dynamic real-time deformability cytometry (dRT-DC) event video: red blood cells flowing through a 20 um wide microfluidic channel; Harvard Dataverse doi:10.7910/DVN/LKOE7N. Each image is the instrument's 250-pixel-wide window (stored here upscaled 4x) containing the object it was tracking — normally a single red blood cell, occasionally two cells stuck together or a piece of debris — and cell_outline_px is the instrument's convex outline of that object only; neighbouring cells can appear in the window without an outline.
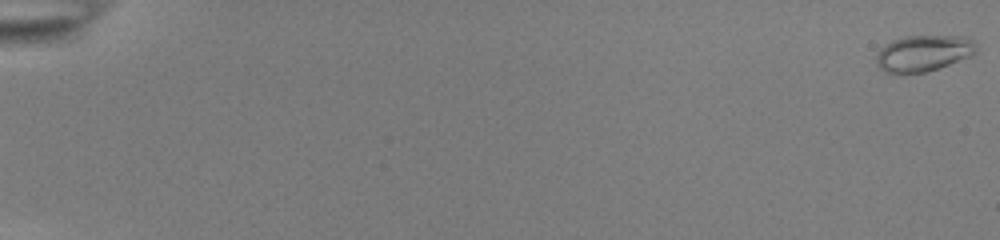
{"species": "common noctule bat (a hibernating species)", "species_latin": "Nyctalus noctula", "temperature_condition": "room temperature", "stored_images_in_passage": 55, "camera_frame_rate_fps": 3000, "um_per_image_px": 0.085, "animal": {"sex": "female", "body_mass_g": 22.0, "forearm_length_mm": 56.7}, "frame": {"image": 1, "passage_image": 1, "time_ms": 0.0, "image_size_px": [1000, 240], "cell_outline_px": [[976, 52], [968, 56], [948, 64], [924, 72], [884, 72], [876, 64], [876, 56], [880, 48], [884, 44], [892, 40], [904, 36], [964, 36], [972, 40], [976, 44]], "centroid_in_image_um": [78.45, 4.5], "position_along_channel_um": 6.6, "area_um2": 20.75}}
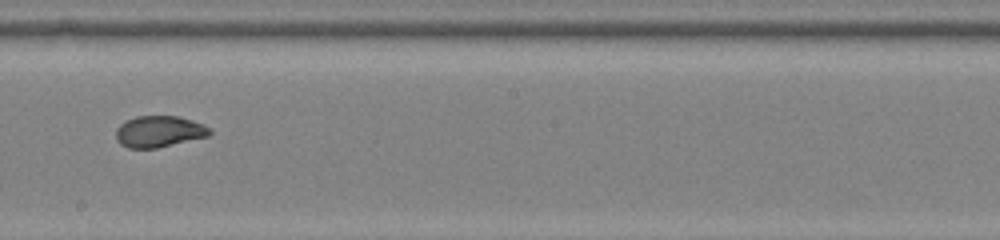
{"frame": {"image": 2, "passage_image": 34, "time_ms": 11.0, "image_size_px": [1000, 240], "cell_outline_px": [[212, 132], [208, 136], [156, 148], [128, 148], [120, 144], [116, 140], [116, 128], [120, 124], [136, 116], [180, 116], [204, 124]], "centroid_in_image_um": [13.5, 11.17], "position_along_channel_um": 234.7, "area_um2": 17.11}}
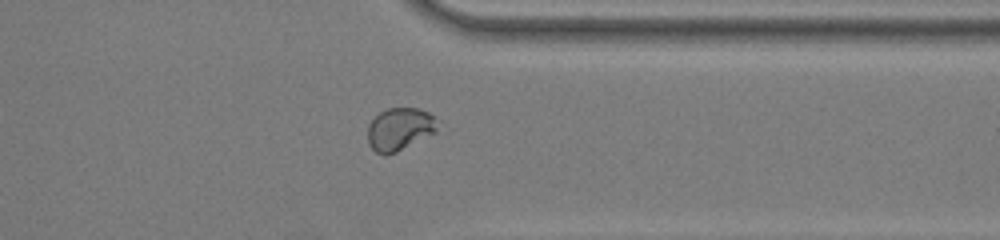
{"frame": {"image": 3, "passage_image": 45, "time_ms": 14.667, "image_size_px": [1000, 240], "cell_outline_px": [[440, 120], [436, 132], [396, 152], [384, 156], [376, 152], [368, 144], [368, 124], [380, 112], [388, 108], [416, 108], [428, 112]], "centroid_in_image_um": [33.99, 10.97], "position_along_channel_um": 377.4, "area_um2": 17.46}, "authors_computed_cell_mechanics": {"area_um2": 18.496, "velocity_mm_per_s": 3.8865, "shape_relaxation_time_tau1_ms": 4.1831, "shape_relaxation_time_tau2_ms": 0.9232, "deformation_change_tau1": 0.1325, "deformation_change_tau2": 0.038}}